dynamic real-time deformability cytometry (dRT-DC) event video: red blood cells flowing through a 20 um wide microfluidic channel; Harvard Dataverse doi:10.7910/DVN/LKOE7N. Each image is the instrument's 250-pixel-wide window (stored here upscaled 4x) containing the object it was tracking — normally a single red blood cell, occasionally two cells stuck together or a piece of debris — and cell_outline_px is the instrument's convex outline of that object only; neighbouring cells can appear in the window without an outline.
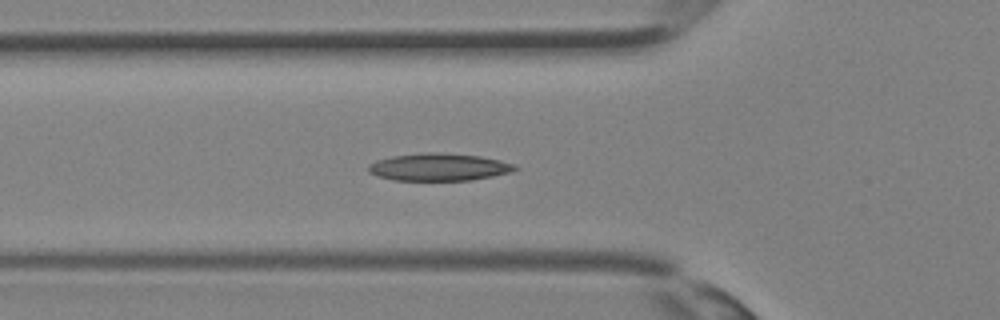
{"species": "Egyptian fruit bat (a non-hibernating species)", "species_latin": "Rousettus aegyptiacus", "temperature_condition": "room temperature", "stored_images_in_passage": 35, "camera_frame_rate_fps": 3000, "um_per_image_px": 0.085, "animal": {"sex": "female"}, "frame": {"image": 1, "passage_image": 11, "time_ms": 3.333, "image_size_px": [1000, 320], "cell_outline_px": [[520, 168], [512, 172], [492, 176], [468, 180], [392, 180], [368, 172], [368, 164], [376, 160], [392, 156], [428, 152], [436, 152], [480, 156], [500, 160], [512, 164]], "centroid_in_image_um": [37.3, 14.2], "position_along_channel_um": 88.5, "area_um2": 23.29}}
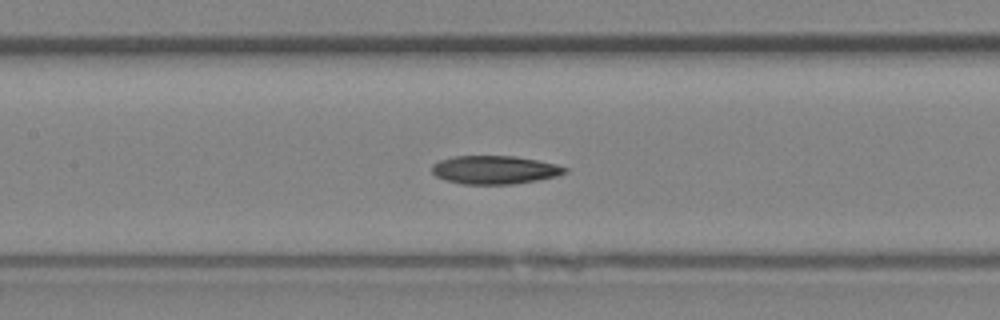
{"frame": {"image": 2, "passage_image": 15, "time_ms": 4.667, "image_size_px": [1000, 320], "cell_outline_px": [[568, 172], [556, 176], [536, 180], [512, 184], [464, 184], [444, 180], [436, 176], [432, 172], [432, 164], [440, 160], [452, 156], [516, 156], [556, 164], [568, 168]], "centroid_in_image_um": [42.03, 14.43], "position_along_channel_um": 165.4, "area_um2": 21.96}}
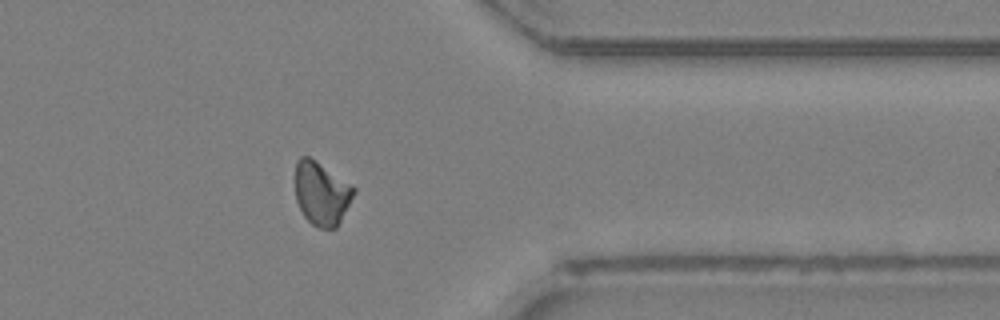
{"frame": {"image": 3, "passage_image": 27, "time_ms": 8.667, "image_size_px": [1000, 320], "cell_outline_px": [[356, 192], [336, 228], [320, 228], [312, 224], [304, 216], [296, 200], [296, 160], [300, 156], [308, 156], [316, 160], [352, 184], [356, 188]], "centroid_in_image_um": [27.34, 16.41], "position_along_channel_um": 384.1, "area_um2": 21.68}}